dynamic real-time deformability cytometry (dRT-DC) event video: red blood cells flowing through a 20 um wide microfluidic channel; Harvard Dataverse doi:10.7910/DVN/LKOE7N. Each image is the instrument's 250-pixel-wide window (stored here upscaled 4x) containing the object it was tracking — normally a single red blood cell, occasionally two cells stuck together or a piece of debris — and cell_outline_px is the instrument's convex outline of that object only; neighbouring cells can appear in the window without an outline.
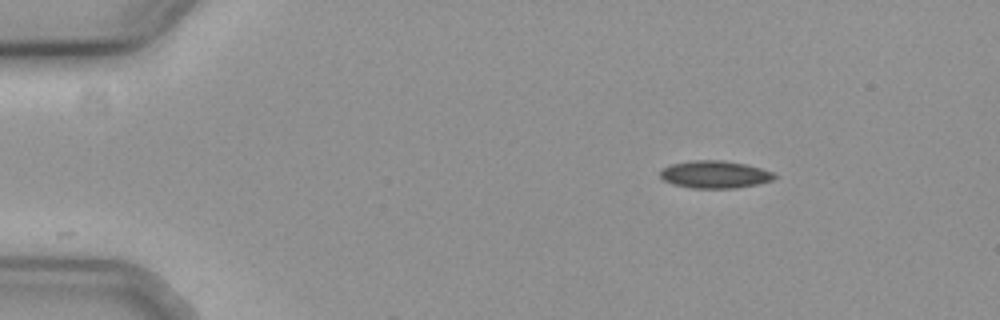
{"species": "common noctule bat (a hibernating species)", "species_latin": "Nyctalus noctula", "temperature_condition": "cold", "stored_images_in_passage": 4, "camera_frame_rate_fps": 3000, "um_per_image_px": 0.085, "animal": {"sex": "female", "body_mass_g": 19.3, "forearm_length_mm": 54.1}, "frame": {"image": 1, "passage_image": 1, "time_ms": 0.0, "image_size_px": [1000, 320], "cell_outline_px": [[776, 176], [772, 180], [756, 184], [736, 188], [692, 188], [672, 184], [664, 180], [660, 176], [660, 172], [668, 164], [692, 160], [724, 160], [744, 164], [760, 168], [772, 172]], "centroid_in_image_um": [60.72, 14.82], "position_along_channel_um": 24.3, "area_um2": 18.21}}